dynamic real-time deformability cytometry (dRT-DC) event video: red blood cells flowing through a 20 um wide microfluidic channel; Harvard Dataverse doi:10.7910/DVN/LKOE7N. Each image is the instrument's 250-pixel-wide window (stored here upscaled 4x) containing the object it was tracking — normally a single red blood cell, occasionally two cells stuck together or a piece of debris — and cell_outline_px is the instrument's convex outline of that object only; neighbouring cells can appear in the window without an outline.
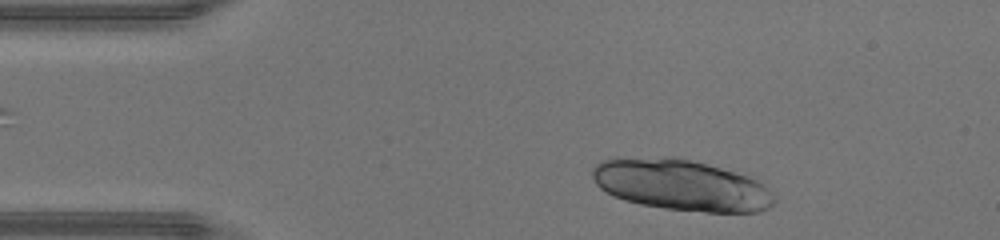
{"species": "human", "species_latin": "Homo sapiens", "temperature_condition": "warm", "stored_images_in_passage": 39, "camera_frame_rate_fps": 3000, "um_per_image_px": 0.085, "donor": {"sex": "male"}, "frame": {"image": 1, "passage_image": 1, "time_ms": 0.0, "image_size_px": [1000, 240], "cell_outline_px": [[776, 200], [768, 208], [760, 212], [704, 212], [664, 208], [640, 204], [624, 200], [612, 196], [600, 188], [596, 184], [592, 176], [592, 168], [600, 160], [616, 156], [676, 156], [748, 172], [764, 184], [776, 196]], "centroid_in_image_um": [57.94, 15.68], "position_along_channel_um": 27.1, "area_um2": 56.12}}
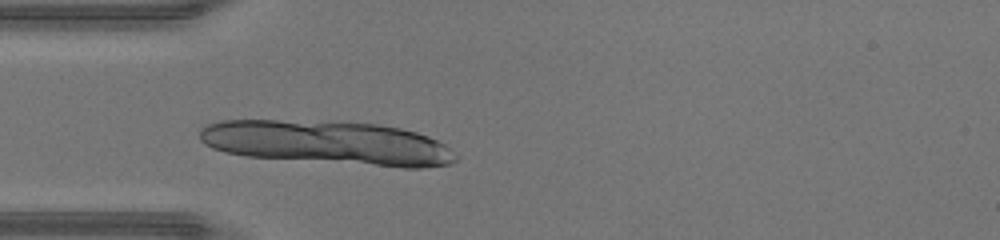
{"frame": {"image": 2, "passage_image": 7, "time_ms": 2.0, "image_size_px": [1000, 240], "cell_outline_px": [[460, 156], [452, 164], [420, 168], [404, 168], [244, 156], [224, 152], [212, 148], [204, 144], [200, 140], [200, 128], [208, 124], [220, 120], [276, 120], [376, 124], [400, 128], [416, 132], [428, 136], [444, 144]], "centroid_in_image_um": [27.85, 12.15], "position_along_channel_um": 57.1, "area_um2": 65.55}}